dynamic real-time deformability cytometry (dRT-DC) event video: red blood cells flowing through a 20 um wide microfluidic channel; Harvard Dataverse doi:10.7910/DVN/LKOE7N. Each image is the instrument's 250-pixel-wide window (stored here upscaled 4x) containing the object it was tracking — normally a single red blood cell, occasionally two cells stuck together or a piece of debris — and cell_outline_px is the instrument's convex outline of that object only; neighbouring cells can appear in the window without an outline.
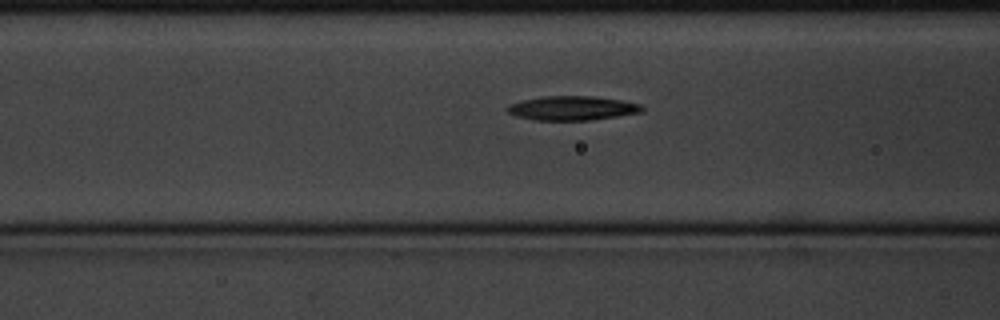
{"species": "common noctule bat (a hibernating species)", "species_latin": "Nyctalus noctula", "temperature_condition": "cold", "stored_images_in_passage": 4, "segment_of_instrument_passage": [1, 2], "camera_frame_rate_fps": 3000, "um_per_image_px": 0.085, "animal": {"sex": "male", "body_mass_g": 20.1, "forearm_length_mm": 53.5}, "frame": {"image": 1, "passage_image": 3, "time_ms": 0.667, "image_size_px": [1000, 320], "cell_outline_px": [[644, 108], [640, 112], [616, 116], [588, 120], [536, 120], [516, 116], [508, 112], [504, 108], [508, 104], [524, 100], [544, 96], [596, 96], [620, 100], [640, 104]], "centroid_in_image_um": [48.59, 9.18], "position_along_channel_um": 118.0, "area_um2": 18.84}}